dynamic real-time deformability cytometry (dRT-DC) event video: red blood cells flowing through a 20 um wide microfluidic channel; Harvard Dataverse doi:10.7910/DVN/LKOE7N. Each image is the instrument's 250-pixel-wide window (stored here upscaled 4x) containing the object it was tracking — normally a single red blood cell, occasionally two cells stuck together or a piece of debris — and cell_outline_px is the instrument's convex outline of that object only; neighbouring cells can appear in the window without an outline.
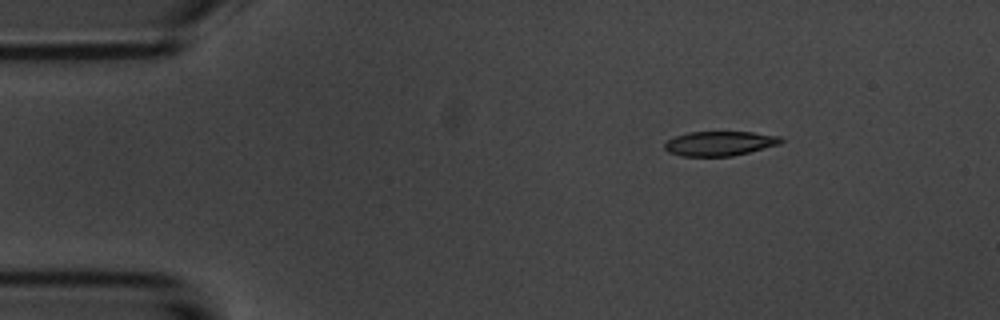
{"species": "common noctule bat (a hibernating species)", "species_latin": "Nyctalus noctula", "temperature_condition": "room temperature", "stored_images_in_passage": 3, "camera_frame_rate_fps": 3000, "um_per_image_px": 0.085, "animal": {"sex": "male", "body_mass_g": 20.1, "forearm_length_mm": 53.5}, "frame": {"image": 1, "passage_image": 1, "time_ms": 0.0, "image_size_px": [1000, 320], "cell_outline_px": [[784, 140], [780, 144], [732, 156], [684, 156], [668, 152], [664, 148], [664, 144], [668, 140], [676, 136], [688, 132], [752, 132], [780, 136]], "centroid_in_image_um": [61.17, 12.19], "position_along_channel_um": 23.8, "area_um2": 16.53}}